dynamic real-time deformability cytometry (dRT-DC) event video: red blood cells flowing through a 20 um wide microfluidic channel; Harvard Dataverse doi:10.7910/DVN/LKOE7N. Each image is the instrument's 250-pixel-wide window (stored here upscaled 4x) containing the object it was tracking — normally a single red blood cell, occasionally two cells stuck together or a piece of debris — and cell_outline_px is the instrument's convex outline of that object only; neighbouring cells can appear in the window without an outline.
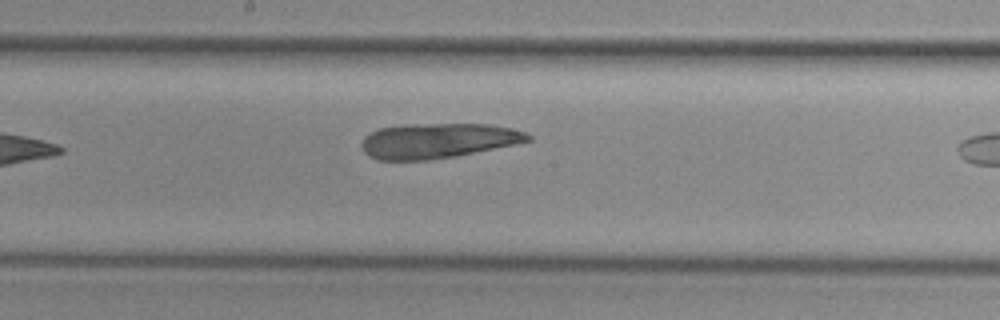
{"species": "common noctule bat (a hibernating species)", "species_latin": "Nyctalus noctula", "temperature_condition": "cold", "stored_images_in_passage": 9, "segment_of_instrument_passage": [1, 2], "camera_frame_rate_fps": 3000, "um_per_image_px": 0.085, "animal": {"sex": "female", "body_mass_g": 29.2, "forearm_length_mm": 56.3}, "frame": {"image": 1, "passage_image": 8, "time_ms": 9.0, "image_size_px": [1000, 320], "cell_outline_px": [[532, 140], [456, 156], [428, 160], [376, 160], [368, 156], [364, 152], [360, 144], [364, 136], [380, 128], [400, 124], [492, 124], [512, 128], [524, 132], [532, 136]], "centroid_in_image_um": [37.17, 11.95], "position_along_channel_um": 211.0, "area_um2": 34.04}}